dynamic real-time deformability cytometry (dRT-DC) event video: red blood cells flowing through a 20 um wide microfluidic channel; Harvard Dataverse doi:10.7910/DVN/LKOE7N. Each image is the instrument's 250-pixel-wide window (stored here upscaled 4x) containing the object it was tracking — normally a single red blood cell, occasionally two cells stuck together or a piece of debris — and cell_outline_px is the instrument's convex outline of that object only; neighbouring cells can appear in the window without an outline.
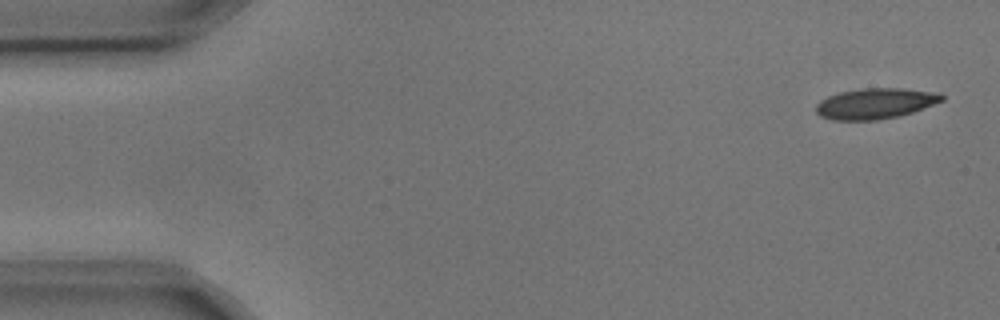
{"species": "common noctule bat (a hibernating species)", "species_latin": "Nyctalus noctula", "temperature_condition": "cold", "stored_images_in_passage": 4, "camera_frame_rate_fps": 3000, "um_per_image_px": 0.085, "animal": {"sex": "male", "body_mass_g": 17.9, "forearm_length_mm": 54.2}, "frame": {"image": 1, "passage_image": 1, "time_ms": 0.0, "image_size_px": [1000, 320], "cell_outline_px": [[944, 100], [912, 112], [896, 116], [876, 120], [832, 120], [820, 116], [816, 112], [816, 104], [820, 100], [828, 96], [840, 92], [864, 88], [904, 88], [940, 92], [944, 96]], "centroid_in_image_um": [74.4, 8.79], "position_along_channel_um": 10.6, "area_um2": 22.48}}
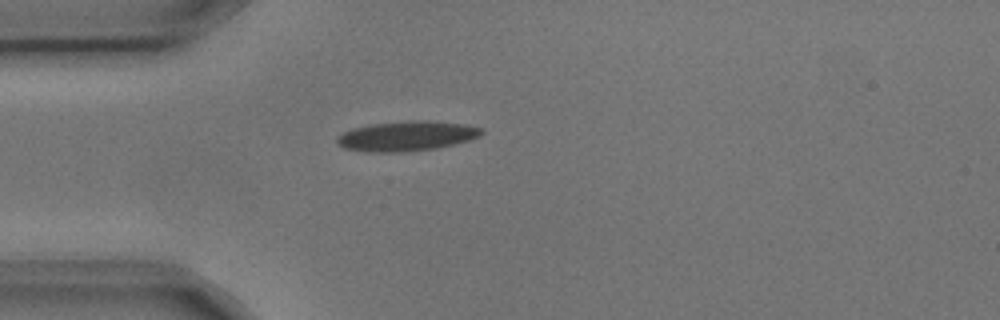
{"frame": {"image": 2, "passage_image": 4, "time_ms": 1.0, "image_size_px": [1000, 320], "cell_outline_px": [[484, 132], [480, 136], [468, 140], [436, 148], [404, 152], [368, 152], [344, 148], [336, 144], [336, 136], [352, 128], [372, 124], [412, 120], [428, 120], [464, 124], [484, 128]], "centroid_in_image_um": [34.55, 11.56], "position_along_channel_um": 50.5, "area_um2": 25.26}}